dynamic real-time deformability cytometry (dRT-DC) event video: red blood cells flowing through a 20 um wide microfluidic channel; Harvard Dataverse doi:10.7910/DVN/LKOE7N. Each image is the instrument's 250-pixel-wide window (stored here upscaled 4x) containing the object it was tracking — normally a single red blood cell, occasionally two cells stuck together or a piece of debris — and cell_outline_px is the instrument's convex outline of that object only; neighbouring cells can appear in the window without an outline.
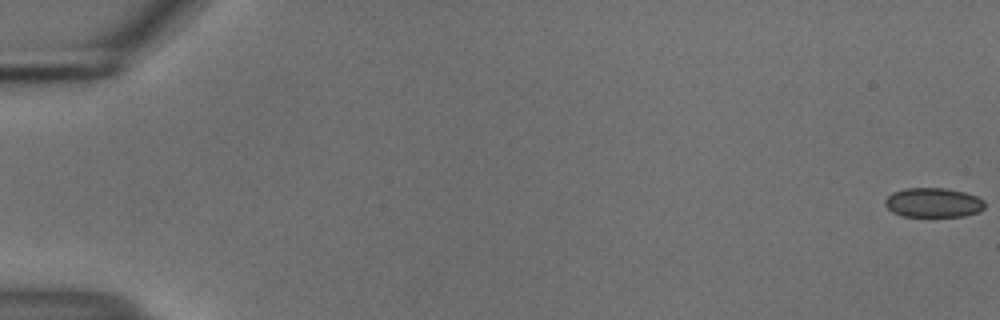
{"species": "common noctule bat (a hibernating species)", "species_latin": "Nyctalus noctula", "temperature_condition": "cold", "stored_images_in_passage": 41, "camera_frame_rate_fps": 3000, "um_per_image_px": 0.085, "animal": {"sex": "male", "body_mass_g": 18.8}, "frame": {"image": 1, "passage_image": 1, "time_ms": 0.0, "image_size_px": [1000, 320], "cell_outline_px": [[984, 208], [980, 212], [964, 216], [904, 216], [892, 212], [884, 204], [884, 200], [892, 192], [904, 188], [944, 188], [964, 192], [976, 196], [984, 200]], "centroid_in_image_um": [79.32, 17.22], "position_along_channel_um": 5.7, "area_um2": 17.17}}
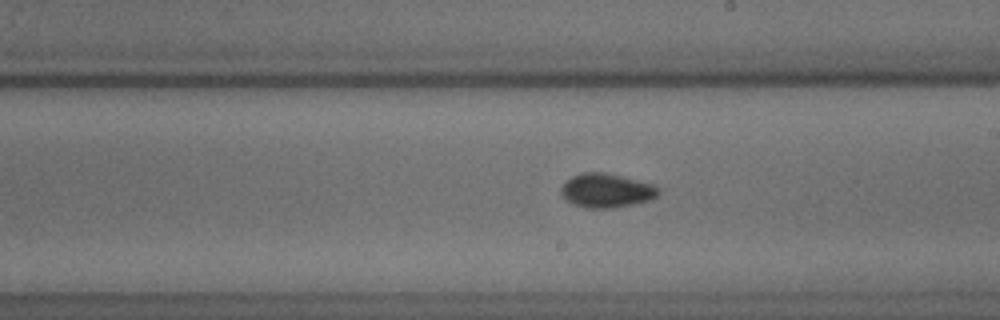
{"frame": {"image": 2, "passage_image": 33, "time_ms": 10.667, "image_size_px": [1000, 320], "cell_outline_px": [[660, 192], [652, 200], [612, 208], [588, 208], [572, 204], [564, 200], [560, 192], [560, 188], [572, 176], [580, 172], [604, 172], [656, 184], [660, 188]], "centroid_in_image_um": [51.56, 16.19], "position_along_channel_um": 237.4, "area_um2": 19.59}}
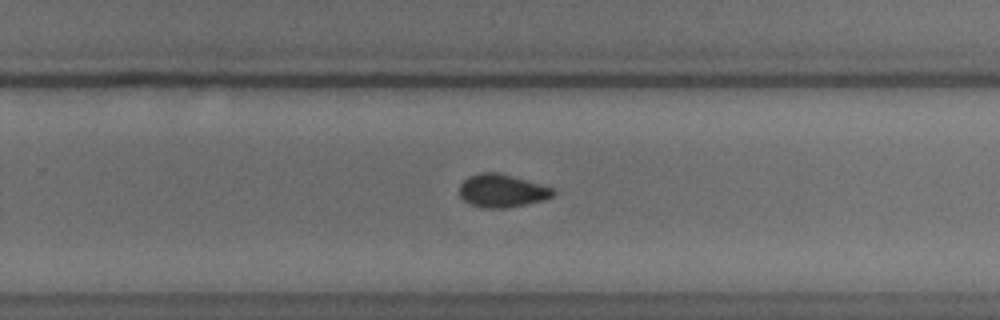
{"frame": {"image": 3, "passage_image": 37, "time_ms": 12.0, "image_size_px": [1000, 320], "cell_outline_px": [[556, 192], [552, 196], [544, 200], [504, 208], [484, 208], [472, 204], [464, 200], [460, 196], [460, 184], [468, 176], [480, 172], [496, 172], [512, 176], [556, 188]], "centroid_in_image_um": [42.69, 16.2], "position_along_channel_um": 287.1, "area_um2": 17.98}}